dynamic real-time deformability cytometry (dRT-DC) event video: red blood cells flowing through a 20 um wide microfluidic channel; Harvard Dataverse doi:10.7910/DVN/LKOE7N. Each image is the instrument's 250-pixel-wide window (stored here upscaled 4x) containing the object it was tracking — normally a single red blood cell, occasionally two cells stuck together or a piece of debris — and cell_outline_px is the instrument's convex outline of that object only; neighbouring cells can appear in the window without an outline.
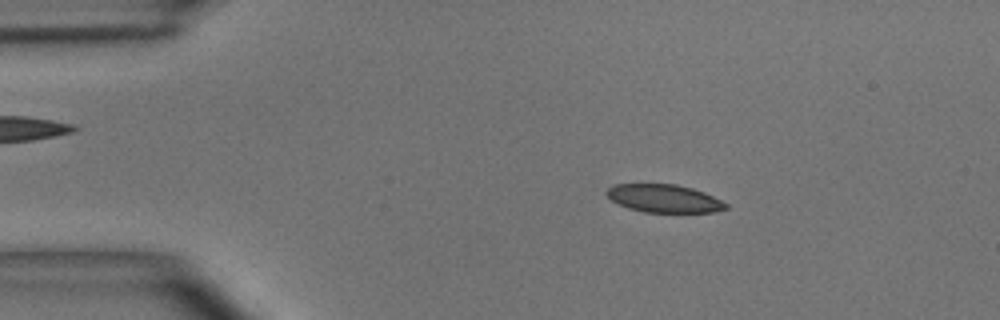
{"species": "common noctule bat (a hibernating species)", "species_latin": "Nyctalus noctula", "temperature_condition": "room temperature", "stored_images_in_passage": 4, "camera_frame_rate_fps": 3000, "um_per_image_px": 0.085, "animal": {"sex": "male", "body_mass_g": 15.6}, "frame": {"image": 1, "passage_image": 1, "time_ms": 0.0, "image_size_px": [1000, 320], "cell_outline_px": [[728, 208], [716, 212], [644, 212], [628, 208], [612, 200], [604, 192], [612, 184], [676, 184], [692, 188], [704, 192], [728, 204]], "centroid_in_image_um": [56.44, 16.86], "position_along_channel_um": 28.6, "area_um2": 19.42}}
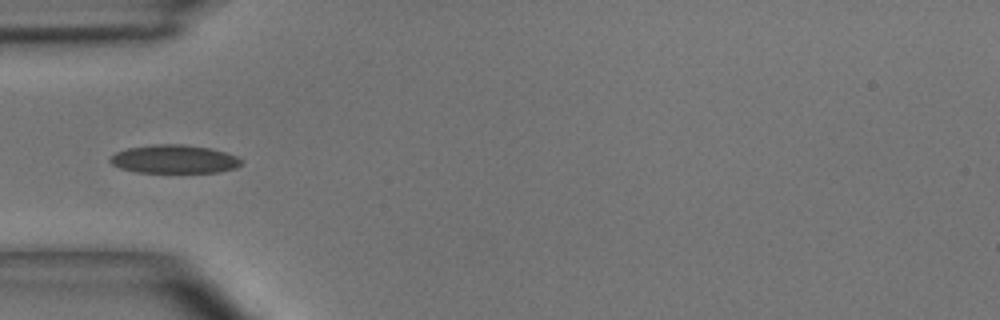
{"frame": {"image": 2, "passage_image": 3, "time_ms": 0.667, "image_size_px": [1000, 320], "cell_outline_px": [[240, 164], [236, 168], [216, 172], [136, 172], [120, 168], [112, 164], [108, 160], [116, 152], [128, 148], [152, 144], [184, 144], [208, 148], [224, 152], [236, 156], [240, 160]], "centroid_in_image_um": [14.76, 13.52], "position_along_channel_um": 70.2, "area_um2": 21.5}}
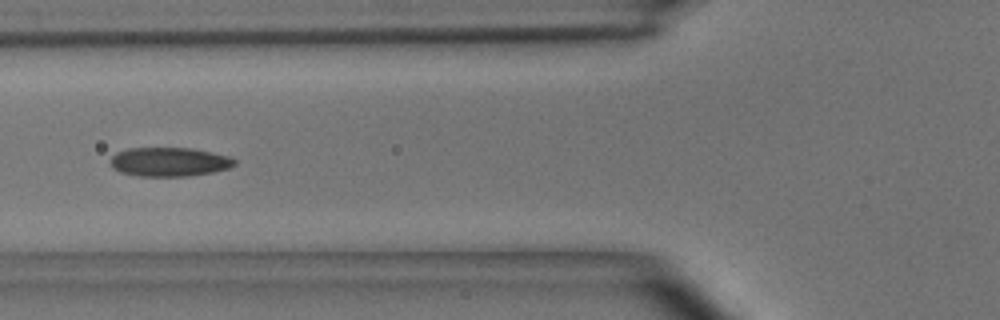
{"frame": {"image": 3, "passage_image": 4, "time_ms": 1.0, "image_size_px": [1000, 320], "cell_outline_px": [[236, 164], [228, 168], [212, 172], [188, 176], [136, 176], [120, 172], [112, 168], [112, 156], [116, 152], [128, 148], [192, 148], [212, 152], [228, 156], [236, 160]], "centroid_in_image_um": [14.38, 13.76], "position_along_channel_um": 111.4, "area_um2": 20.98}}